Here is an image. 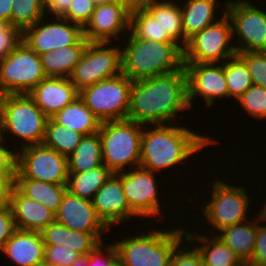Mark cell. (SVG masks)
Here are the masks:
<instances>
[{
    "mask_svg": "<svg viewBox=\"0 0 266 266\" xmlns=\"http://www.w3.org/2000/svg\"><path fill=\"white\" fill-rule=\"evenodd\" d=\"M190 110L184 67L173 73L134 80L127 120L141 125L171 124L178 113Z\"/></svg>",
    "mask_w": 266,
    "mask_h": 266,
    "instance_id": "obj_1",
    "label": "cell"
},
{
    "mask_svg": "<svg viewBox=\"0 0 266 266\" xmlns=\"http://www.w3.org/2000/svg\"><path fill=\"white\" fill-rule=\"evenodd\" d=\"M143 126L140 147V167L152 172L178 167L190 156L217 141L209 136L191 131L188 127L172 124ZM146 128V129H145Z\"/></svg>",
    "mask_w": 266,
    "mask_h": 266,
    "instance_id": "obj_2",
    "label": "cell"
},
{
    "mask_svg": "<svg viewBox=\"0 0 266 266\" xmlns=\"http://www.w3.org/2000/svg\"><path fill=\"white\" fill-rule=\"evenodd\" d=\"M128 41L122 46V73L139 80L181 70L183 47L177 42L148 41L126 32Z\"/></svg>",
    "mask_w": 266,
    "mask_h": 266,
    "instance_id": "obj_3",
    "label": "cell"
},
{
    "mask_svg": "<svg viewBox=\"0 0 266 266\" xmlns=\"http://www.w3.org/2000/svg\"><path fill=\"white\" fill-rule=\"evenodd\" d=\"M166 229L157 227L114 243L118 262L122 266H170L174 248L186 237V227ZM161 229V230H160ZM153 230V231H152ZM137 235V236H136Z\"/></svg>",
    "mask_w": 266,
    "mask_h": 266,
    "instance_id": "obj_4",
    "label": "cell"
},
{
    "mask_svg": "<svg viewBox=\"0 0 266 266\" xmlns=\"http://www.w3.org/2000/svg\"><path fill=\"white\" fill-rule=\"evenodd\" d=\"M47 120L28 94L0 95V136L5 139L9 134L21 139L19 148L42 144Z\"/></svg>",
    "mask_w": 266,
    "mask_h": 266,
    "instance_id": "obj_5",
    "label": "cell"
},
{
    "mask_svg": "<svg viewBox=\"0 0 266 266\" xmlns=\"http://www.w3.org/2000/svg\"><path fill=\"white\" fill-rule=\"evenodd\" d=\"M144 125L130 120L102 122L99 130L103 164L112 172L140 166L141 136Z\"/></svg>",
    "mask_w": 266,
    "mask_h": 266,
    "instance_id": "obj_6",
    "label": "cell"
},
{
    "mask_svg": "<svg viewBox=\"0 0 266 266\" xmlns=\"http://www.w3.org/2000/svg\"><path fill=\"white\" fill-rule=\"evenodd\" d=\"M215 181H210L212 188L210 192L211 197L209 201L201 207L200 211L202 217H205L208 226L211 225L213 230V235L217 234L223 228L244 222L248 219V209L251 198L247 195L246 188L243 186H233L226 182L225 180L214 178ZM239 186V187H238ZM210 223V224H209ZM216 229V233L214 232Z\"/></svg>",
    "mask_w": 266,
    "mask_h": 266,
    "instance_id": "obj_7",
    "label": "cell"
},
{
    "mask_svg": "<svg viewBox=\"0 0 266 266\" xmlns=\"http://www.w3.org/2000/svg\"><path fill=\"white\" fill-rule=\"evenodd\" d=\"M233 27L226 10L219 20L187 40L183 47L184 63H223L237 55ZM231 43V45H230Z\"/></svg>",
    "mask_w": 266,
    "mask_h": 266,
    "instance_id": "obj_8",
    "label": "cell"
},
{
    "mask_svg": "<svg viewBox=\"0 0 266 266\" xmlns=\"http://www.w3.org/2000/svg\"><path fill=\"white\" fill-rule=\"evenodd\" d=\"M133 81L123 73L79 91V98L100 121L127 119Z\"/></svg>",
    "mask_w": 266,
    "mask_h": 266,
    "instance_id": "obj_9",
    "label": "cell"
},
{
    "mask_svg": "<svg viewBox=\"0 0 266 266\" xmlns=\"http://www.w3.org/2000/svg\"><path fill=\"white\" fill-rule=\"evenodd\" d=\"M45 78L40 56L23 41L0 60V95L28 94Z\"/></svg>",
    "mask_w": 266,
    "mask_h": 266,
    "instance_id": "obj_10",
    "label": "cell"
},
{
    "mask_svg": "<svg viewBox=\"0 0 266 266\" xmlns=\"http://www.w3.org/2000/svg\"><path fill=\"white\" fill-rule=\"evenodd\" d=\"M110 44L88 43L81 60L69 77L78 91L122 73V49Z\"/></svg>",
    "mask_w": 266,
    "mask_h": 266,
    "instance_id": "obj_11",
    "label": "cell"
},
{
    "mask_svg": "<svg viewBox=\"0 0 266 266\" xmlns=\"http://www.w3.org/2000/svg\"><path fill=\"white\" fill-rule=\"evenodd\" d=\"M20 149L19 151L16 150L15 179H33L54 184H67V157L43 143Z\"/></svg>",
    "mask_w": 266,
    "mask_h": 266,
    "instance_id": "obj_12",
    "label": "cell"
},
{
    "mask_svg": "<svg viewBox=\"0 0 266 266\" xmlns=\"http://www.w3.org/2000/svg\"><path fill=\"white\" fill-rule=\"evenodd\" d=\"M227 15L233 27V38H238L235 49L238 53L266 52V12L247 0H227Z\"/></svg>",
    "mask_w": 266,
    "mask_h": 266,
    "instance_id": "obj_13",
    "label": "cell"
},
{
    "mask_svg": "<svg viewBox=\"0 0 266 266\" xmlns=\"http://www.w3.org/2000/svg\"><path fill=\"white\" fill-rule=\"evenodd\" d=\"M48 16L22 32V41L38 55L74 45L84 36L81 26L59 16L50 22Z\"/></svg>",
    "mask_w": 266,
    "mask_h": 266,
    "instance_id": "obj_14",
    "label": "cell"
},
{
    "mask_svg": "<svg viewBox=\"0 0 266 266\" xmlns=\"http://www.w3.org/2000/svg\"><path fill=\"white\" fill-rule=\"evenodd\" d=\"M131 169L122 172V186L130 208L141 218L162 216L157 175L140 166Z\"/></svg>",
    "mask_w": 266,
    "mask_h": 266,
    "instance_id": "obj_15",
    "label": "cell"
},
{
    "mask_svg": "<svg viewBox=\"0 0 266 266\" xmlns=\"http://www.w3.org/2000/svg\"><path fill=\"white\" fill-rule=\"evenodd\" d=\"M186 72L187 102L193 108L192 102L196 96L204 98L205 106L211 107L216 98H228L223 63H184Z\"/></svg>",
    "mask_w": 266,
    "mask_h": 266,
    "instance_id": "obj_16",
    "label": "cell"
},
{
    "mask_svg": "<svg viewBox=\"0 0 266 266\" xmlns=\"http://www.w3.org/2000/svg\"><path fill=\"white\" fill-rule=\"evenodd\" d=\"M92 203L98 217L109 229L113 224L125 223L133 216L138 218L124 194L122 172L111 174L95 193Z\"/></svg>",
    "mask_w": 266,
    "mask_h": 266,
    "instance_id": "obj_17",
    "label": "cell"
},
{
    "mask_svg": "<svg viewBox=\"0 0 266 266\" xmlns=\"http://www.w3.org/2000/svg\"><path fill=\"white\" fill-rule=\"evenodd\" d=\"M129 24L130 11L123 5L112 2L98 5L84 28V37L89 42H111L115 38L117 44L121 34L129 31Z\"/></svg>",
    "mask_w": 266,
    "mask_h": 266,
    "instance_id": "obj_18",
    "label": "cell"
},
{
    "mask_svg": "<svg viewBox=\"0 0 266 266\" xmlns=\"http://www.w3.org/2000/svg\"><path fill=\"white\" fill-rule=\"evenodd\" d=\"M55 221L71 230L86 233H103L109 230L98 217L92 201L75 196L68 190L55 213Z\"/></svg>",
    "mask_w": 266,
    "mask_h": 266,
    "instance_id": "obj_19",
    "label": "cell"
},
{
    "mask_svg": "<svg viewBox=\"0 0 266 266\" xmlns=\"http://www.w3.org/2000/svg\"><path fill=\"white\" fill-rule=\"evenodd\" d=\"M28 95L50 118L72 103L79 96V91L69 78L46 77Z\"/></svg>",
    "mask_w": 266,
    "mask_h": 266,
    "instance_id": "obj_20",
    "label": "cell"
},
{
    "mask_svg": "<svg viewBox=\"0 0 266 266\" xmlns=\"http://www.w3.org/2000/svg\"><path fill=\"white\" fill-rule=\"evenodd\" d=\"M9 206L16 229L42 232L55 221V214L44 204L24 196L15 186Z\"/></svg>",
    "mask_w": 266,
    "mask_h": 266,
    "instance_id": "obj_21",
    "label": "cell"
},
{
    "mask_svg": "<svg viewBox=\"0 0 266 266\" xmlns=\"http://www.w3.org/2000/svg\"><path fill=\"white\" fill-rule=\"evenodd\" d=\"M44 247L40 232L15 229L0 251L18 266H43Z\"/></svg>",
    "mask_w": 266,
    "mask_h": 266,
    "instance_id": "obj_22",
    "label": "cell"
},
{
    "mask_svg": "<svg viewBox=\"0 0 266 266\" xmlns=\"http://www.w3.org/2000/svg\"><path fill=\"white\" fill-rule=\"evenodd\" d=\"M257 216V217H256ZM255 219L244 221L220 230L216 234L238 257L241 261L252 259L255 246L257 223L266 222L263 210H260ZM255 220V221H254Z\"/></svg>",
    "mask_w": 266,
    "mask_h": 266,
    "instance_id": "obj_23",
    "label": "cell"
},
{
    "mask_svg": "<svg viewBox=\"0 0 266 266\" xmlns=\"http://www.w3.org/2000/svg\"><path fill=\"white\" fill-rule=\"evenodd\" d=\"M42 239L45 245L61 244L81 255H88L101 242L102 233H86L71 230L66 226L54 221L50 223L42 232Z\"/></svg>",
    "mask_w": 266,
    "mask_h": 266,
    "instance_id": "obj_24",
    "label": "cell"
},
{
    "mask_svg": "<svg viewBox=\"0 0 266 266\" xmlns=\"http://www.w3.org/2000/svg\"><path fill=\"white\" fill-rule=\"evenodd\" d=\"M88 43L89 41L83 36L74 45L39 55L46 77L69 78L81 60Z\"/></svg>",
    "mask_w": 266,
    "mask_h": 266,
    "instance_id": "obj_25",
    "label": "cell"
},
{
    "mask_svg": "<svg viewBox=\"0 0 266 266\" xmlns=\"http://www.w3.org/2000/svg\"><path fill=\"white\" fill-rule=\"evenodd\" d=\"M141 7L152 18H157L161 27V36H171L179 45L185 46L182 14L178 3L173 0H144Z\"/></svg>",
    "mask_w": 266,
    "mask_h": 266,
    "instance_id": "obj_26",
    "label": "cell"
},
{
    "mask_svg": "<svg viewBox=\"0 0 266 266\" xmlns=\"http://www.w3.org/2000/svg\"><path fill=\"white\" fill-rule=\"evenodd\" d=\"M218 3V0H185L183 5H180L185 45L194 34L218 21L215 19L216 8L222 5Z\"/></svg>",
    "mask_w": 266,
    "mask_h": 266,
    "instance_id": "obj_27",
    "label": "cell"
},
{
    "mask_svg": "<svg viewBox=\"0 0 266 266\" xmlns=\"http://www.w3.org/2000/svg\"><path fill=\"white\" fill-rule=\"evenodd\" d=\"M54 122L83 135L99 132L102 121L86 107L79 96L50 117Z\"/></svg>",
    "mask_w": 266,
    "mask_h": 266,
    "instance_id": "obj_28",
    "label": "cell"
},
{
    "mask_svg": "<svg viewBox=\"0 0 266 266\" xmlns=\"http://www.w3.org/2000/svg\"><path fill=\"white\" fill-rule=\"evenodd\" d=\"M193 233L196 232H188V229L185 232L187 239L199 250L205 266H235L241 262L239 257L216 235L208 237L200 231L193 236Z\"/></svg>",
    "mask_w": 266,
    "mask_h": 266,
    "instance_id": "obj_29",
    "label": "cell"
},
{
    "mask_svg": "<svg viewBox=\"0 0 266 266\" xmlns=\"http://www.w3.org/2000/svg\"><path fill=\"white\" fill-rule=\"evenodd\" d=\"M15 187L24 196L44 204L54 214L67 191V184H54L33 179H15Z\"/></svg>",
    "mask_w": 266,
    "mask_h": 266,
    "instance_id": "obj_30",
    "label": "cell"
},
{
    "mask_svg": "<svg viewBox=\"0 0 266 266\" xmlns=\"http://www.w3.org/2000/svg\"><path fill=\"white\" fill-rule=\"evenodd\" d=\"M103 164L99 133L84 135L79 145L67 158L68 173L85 172Z\"/></svg>",
    "mask_w": 266,
    "mask_h": 266,
    "instance_id": "obj_31",
    "label": "cell"
},
{
    "mask_svg": "<svg viewBox=\"0 0 266 266\" xmlns=\"http://www.w3.org/2000/svg\"><path fill=\"white\" fill-rule=\"evenodd\" d=\"M111 174L104 164L85 172L68 173L67 190L75 196L92 201Z\"/></svg>",
    "mask_w": 266,
    "mask_h": 266,
    "instance_id": "obj_32",
    "label": "cell"
},
{
    "mask_svg": "<svg viewBox=\"0 0 266 266\" xmlns=\"http://www.w3.org/2000/svg\"><path fill=\"white\" fill-rule=\"evenodd\" d=\"M83 136L80 132H75L48 118L43 144L68 158Z\"/></svg>",
    "mask_w": 266,
    "mask_h": 266,
    "instance_id": "obj_33",
    "label": "cell"
},
{
    "mask_svg": "<svg viewBox=\"0 0 266 266\" xmlns=\"http://www.w3.org/2000/svg\"><path fill=\"white\" fill-rule=\"evenodd\" d=\"M224 73L228 87V98L236 100L253 85L246 62L237 54L224 62Z\"/></svg>",
    "mask_w": 266,
    "mask_h": 266,
    "instance_id": "obj_34",
    "label": "cell"
},
{
    "mask_svg": "<svg viewBox=\"0 0 266 266\" xmlns=\"http://www.w3.org/2000/svg\"><path fill=\"white\" fill-rule=\"evenodd\" d=\"M129 31L135 37L148 41L176 42L171 36H161L157 18H152L141 6L130 12Z\"/></svg>",
    "mask_w": 266,
    "mask_h": 266,
    "instance_id": "obj_35",
    "label": "cell"
},
{
    "mask_svg": "<svg viewBox=\"0 0 266 266\" xmlns=\"http://www.w3.org/2000/svg\"><path fill=\"white\" fill-rule=\"evenodd\" d=\"M12 5L11 25L21 32L46 15L41 0H13Z\"/></svg>",
    "mask_w": 266,
    "mask_h": 266,
    "instance_id": "obj_36",
    "label": "cell"
},
{
    "mask_svg": "<svg viewBox=\"0 0 266 266\" xmlns=\"http://www.w3.org/2000/svg\"><path fill=\"white\" fill-rule=\"evenodd\" d=\"M237 101L247 114L256 119H266V88L253 84Z\"/></svg>",
    "mask_w": 266,
    "mask_h": 266,
    "instance_id": "obj_37",
    "label": "cell"
},
{
    "mask_svg": "<svg viewBox=\"0 0 266 266\" xmlns=\"http://www.w3.org/2000/svg\"><path fill=\"white\" fill-rule=\"evenodd\" d=\"M80 256V253L63 245H45L43 266H71Z\"/></svg>",
    "mask_w": 266,
    "mask_h": 266,
    "instance_id": "obj_38",
    "label": "cell"
},
{
    "mask_svg": "<svg viewBox=\"0 0 266 266\" xmlns=\"http://www.w3.org/2000/svg\"><path fill=\"white\" fill-rule=\"evenodd\" d=\"M181 243H183V245ZM170 266H205V265L197 247L195 245L193 246V243L190 242L189 239H187V237H185V242L183 241L180 242L174 248L171 257Z\"/></svg>",
    "mask_w": 266,
    "mask_h": 266,
    "instance_id": "obj_39",
    "label": "cell"
},
{
    "mask_svg": "<svg viewBox=\"0 0 266 266\" xmlns=\"http://www.w3.org/2000/svg\"><path fill=\"white\" fill-rule=\"evenodd\" d=\"M238 55L246 62L253 84L266 88V52H245Z\"/></svg>",
    "mask_w": 266,
    "mask_h": 266,
    "instance_id": "obj_40",
    "label": "cell"
},
{
    "mask_svg": "<svg viewBox=\"0 0 266 266\" xmlns=\"http://www.w3.org/2000/svg\"><path fill=\"white\" fill-rule=\"evenodd\" d=\"M94 8L92 0H72L68 11L62 17L84 29L92 18Z\"/></svg>",
    "mask_w": 266,
    "mask_h": 266,
    "instance_id": "obj_41",
    "label": "cell"
},
{
    "mask_svg": "<svg viewBox=\"0 0 266 266\" xmlns=\"http://www.w3.org/2000/svg\"><path fill=\"white\" fill-rule=\"evenodd\" d=\"M103 246L104 250L102 249ZM87 261L88 266H116L119 262L115 245L112 242L105 246V243L101 242L94 250L88 253Z\"/></svg>",
    "mask_w": 266,
    "mask_h": 266,
    "instance_id": "obj_42",
    "label": "cell"
},
{
    "mask_svg": "<svg viewBox=\"0 0 266 266\" xmlns=\"http://www.w3.org/2000/svg\"><path fill=\"white\" fill-rule=\"evenodd\" d=\"M22 41V32L3 21H0V60L14 50Z\"/></svg>",
    "mask_w": 266,
    "mask_h": 266,
    "instance_id": "obj_43",
    "label": "cell"
},
{
    "mask_svg": "<svg viewBox=\"0 0 266 266\" xmlns=\"http://www.w3.org/2000/svg\"><path fill=\"white\" fill-rule=\"evenodd\" d=\"M257 224V234L252 259L253 266H266V225Z\"/></svg>",
    "mask_w": 266,
    "mask_h": 266,
    "instance_id": "obj_44",
    "label": "cell"
},
{
    "mask_svg": "<svg viewBox=\"0 0 266 266\" xmlns=\"http://www.w3.org/2000/svg\"><path fill=\"white\" fill-rule=\"evenodd\" d=\"M15 229L10 206L0 207V249L11 238Z\"/></svg>",
    "mask_w": 266,
    "mask_h": 266,
    "instance_id": "obj_45",
    "label": "cell"
},
{
    "mask_svg": "<svg viewBox=\"0 0 266 266\" xmlns=\"http://www.w3.org/2000/svg\"><path fill=\"white\" fill-rule=\"evenodd\" d=\"M5 141L0 136V174H16V151L8 149Z\"/></svg>",
    "mask_w": 266,
    "mask_h": 266,
    "instance_id": "obj_46",
    "label": "cell"
},
{
    "mask_svg": "<svg viewBox=\"0 0 266 266\" xmlns=\"http://www.w3.org/2000/svg\"><path fill=\"white\" fill-rule=\"evenodd\" d=\"M14 186L15 174H0V207L9 205Z\"/></svg>",
    "mask_w": 266,
    "mask_h": 266,
    "instance_id": "obj_47",
    "label": "cell"
},
{
    "mask_svg": "<svg viewBox=\"0 0 266 266\" xmlns=\"http://www.w3.org/2000/svg\"><path fill=\"white\" fill-rule=\"evenodd\" d=\"M72 0H53V2L45 9L47 12L46 15L49 13L50 16L62 17L69 9Z\"/></svg>",
    "mask_w": 266,
    "mask_h": 266,
    "instance_id": "obj_48",
    "label": "cell"
},
{
    "mask_svg": "<svg viewBox=\"0 0 266 266\" xmlns=\"http://www.w3.org/2000/svg\"><path fill=\"white\" fill-rule=\"evenodd\" d=\"M13 0H0V21L11 24Z\"/></svg>",
    "mask_w": 266,
    "mask_h": 266,
    "instance_id": "obj_49",
    "label": "cell"
},
{
    "mask_svg": "<svg viewBox=\"0 0 266 266\" xmlns=\"http://www.w3.org/2000/svg\"><path fill=\"white\" fill-rule=\"evenodd\" d=\"M112 3H118L126 7L130 12L140 7L144 0H110Z\"/></svg>",
    "mask_w": 266,
    "mask_h": 266,
    "instance_id": "obj_50",
    "label": "cell"
},
{
    "mask_svg": "<svg viewBox=\"0 0 266 266\" xmlns=\"http://www.w3.org/2000/svg\"><path fill=\"white\" fill-rule=\"evenodd\" d=\"M71 266H88L87 255L80 256Z\"/></svg>",
    "mask_w": 266,
    "mask_h": 266,
    "instance_id": "obj_51",
    "label": "cell"
},
{
    "mask_svg": "<svg viewBox=\"0 0 266 266\" xmlns=\"http://www.w3.org/2000/svg\"><path fill=\"white\" fill-rule=\"evenodd\" d=\"M95 6L110 3V0H92Z\"/></svg>",
    "mask_w": 266,
    "mask_h": 266,
    "instance_id": "obj_52",
    "label": "cell"
},
{
    "mask_svg": "<svg viewBox=\"0 0 266 266\" xmlns=\"http://www.w3.org/2000/svg\"><path fill=\"white\" fill-rule=\"evenodd\" d=\"M53 2V0H41L42 5L44 6V8L46 9L51 3Z\"/></svg>",
    "mask_w": 266,
    "mask_h": 266,
    "instance_id": "obj_53",
    "label": "cell"
},
{
    "mask_svg": "<svg viewBox=\"0 0 266 266\" xmlns=\"http://www.w3.org/2000/svg\"><path fill=\"white\" fill-rule=\"evenodd\" d=\"M235 266H253L249 261H241Z\"/></svg>",
    "mask_w": 266,
    "mask_h": 266,
    "instance_id": "obj_54",
    "label": "cell"
},
{
    "mask_svg": "<svg viewBox=\"0 0 266 266\" xmlns=\"http://www.w3.org/2000/svg\"><path fill=\"white\" fill-rule=\"evenodd\" d=\"M261 209L263 210L265 217H266V203L264 204V207H261Z\"/></svg>",
    "mask_w": 266,
    "mask_h": 266,
    "instance_id": "obj_55",
    "label": "cell"
}]
</instances>
